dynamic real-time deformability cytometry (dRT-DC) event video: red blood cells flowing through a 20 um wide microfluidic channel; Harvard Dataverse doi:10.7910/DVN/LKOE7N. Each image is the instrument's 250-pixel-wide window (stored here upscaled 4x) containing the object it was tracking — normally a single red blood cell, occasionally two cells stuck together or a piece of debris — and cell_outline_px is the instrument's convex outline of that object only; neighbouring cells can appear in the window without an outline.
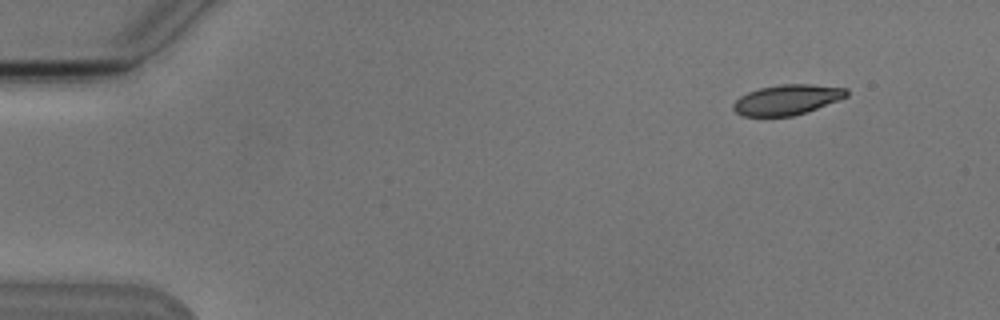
{"species": "Egyptian fruit bat (a non-hibernating species)", "species_latin": "Rousettus aegyptiacus", "temperature_condition": "cold", "stored_images_in_passage": 4, "camera_frame_rate_fps": 3000, "um_per_image_px": 0.085, "animal": {"sex": "male"}, "frame": {"image": 1, "passage_image": 1, "time_ms": 0.0, "image_size_px": [1000, 320], "cell_outline_px": [[848, 96], [816, 108], [792, 116], [740, 116], [732, 108], [732, 104], [740, 96], [748, 92], [760, 88], [780, 84], [812, 84], [848, 88]], "centroid_in_image_um": [66.87, 8.47], "position_along_channel_um": 18.1, "area_um2": 19.83}}